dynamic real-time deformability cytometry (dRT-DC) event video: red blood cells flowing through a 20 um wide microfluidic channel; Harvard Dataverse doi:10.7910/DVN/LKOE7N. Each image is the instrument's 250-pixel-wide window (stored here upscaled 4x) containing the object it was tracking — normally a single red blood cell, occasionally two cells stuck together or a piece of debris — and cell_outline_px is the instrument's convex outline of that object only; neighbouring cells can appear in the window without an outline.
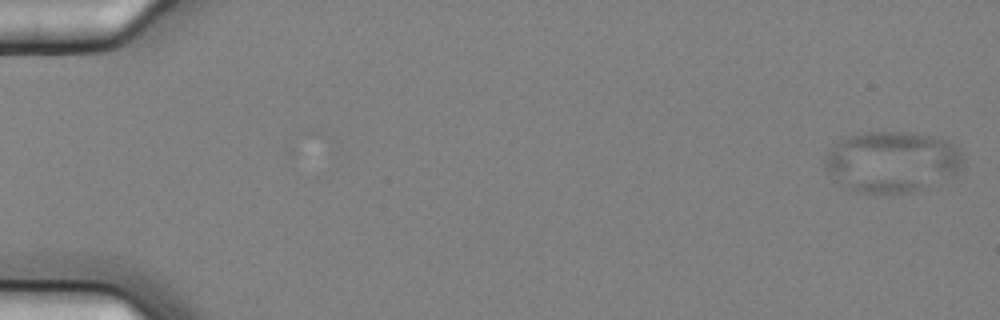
{"species": "common noctule bat (a hibernating species)", "species_latin": "Nyctalus noctula", "temperature_condition": "cold", "stored_images_in_passage": 5, "camera_frame_rate_fps": 3000, "um_per_image_px": 0.085, "animal": {"sex": "female", "body_mass_g": 25.1}, "frame": {"image": 1, "passage_image": 1, "time_ms": 0.0, "image_size_px": [1000, 320], "cell_outline_px": [[964, 164], [952, 176], [924, 188], [908, 192], [848, 192], [824, 168], [824, 160], [828, 152], [840, 140], [848, 136], [868, 132], [912, 132], [932, 136], [948, 140], [964, 156]], "centroid_in_image_um": [75.81, 13.75], "position_along_channel_um": 9.2, "area_um2": 49.07}}